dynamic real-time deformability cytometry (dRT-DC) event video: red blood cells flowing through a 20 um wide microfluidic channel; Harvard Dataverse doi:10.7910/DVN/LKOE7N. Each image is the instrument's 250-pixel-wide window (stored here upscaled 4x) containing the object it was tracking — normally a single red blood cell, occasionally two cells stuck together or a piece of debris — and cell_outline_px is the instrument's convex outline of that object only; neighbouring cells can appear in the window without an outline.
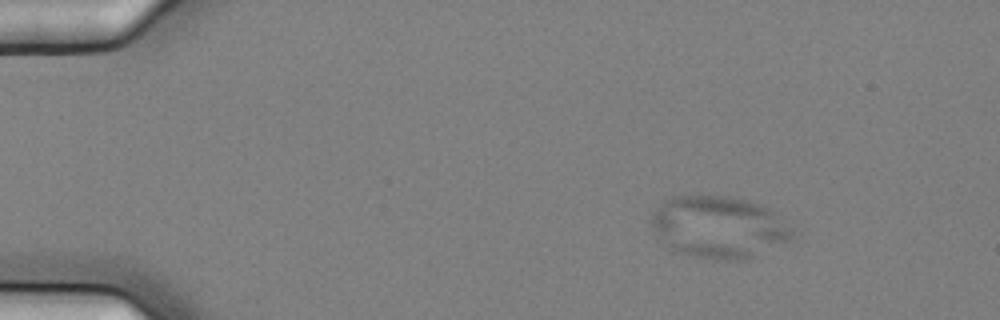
{"species": "common noctule bat (a hibernating species)", "species_latin": "Nyctalus noctula", "temperature_condition": "cold", "stored_images_in_passage": 6, "camera_frame_rate_fps": 3000, "um_per_image_px": 0.085, "animal": {"sex": "female", "body_mass_g": 25.1}, "frame": {"image": 1, "passage_image": 1, "time_ms": 0.0, "image_size_px": [1000, 320], "cell_outline_px": [[792, 236], [788, 240], [744, 260], [716, 260], [692, 256], [668, 248], [656, 232], [648, 220], [664, 200], [672, 196], [732, 196], [760, 204], [768, 208], [792, 232]], "centroid_in_image_um": [61.02, 19.3], "position_along_channel_um": 24.0, "area_um2": 50.05}}
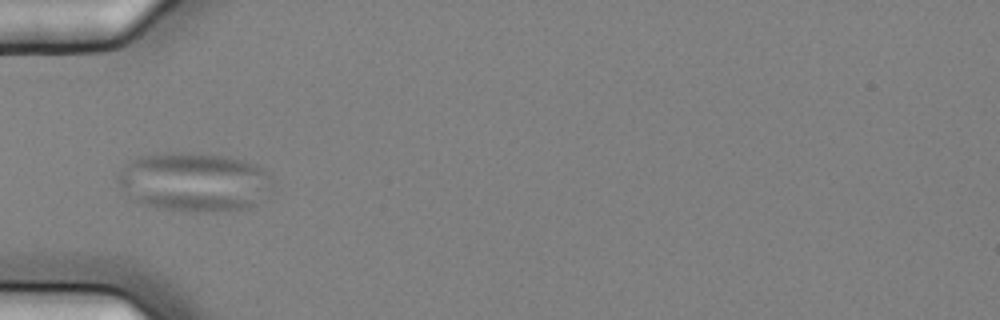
{"frame": {"image": 2, "passage_image": 4, "time_ms": 1.0, "image_size_px": [1000, 320], "cell_outline_px": [[272, 184], [256, 204], [244, 208], [204, 212], [196, 212], [156, 208], [144, 204], [136, 200], [116, 180], [116, 172], [124, 164], [140, 156], [172, 152], [180, 152], [224, 156], [244, 160], [256, 164], [264, 168], [272, 176]], "centroid_in_image_um": [16.5, 15.45], "position_along_channel_um": 68.5, "area_um2": 52.94}}
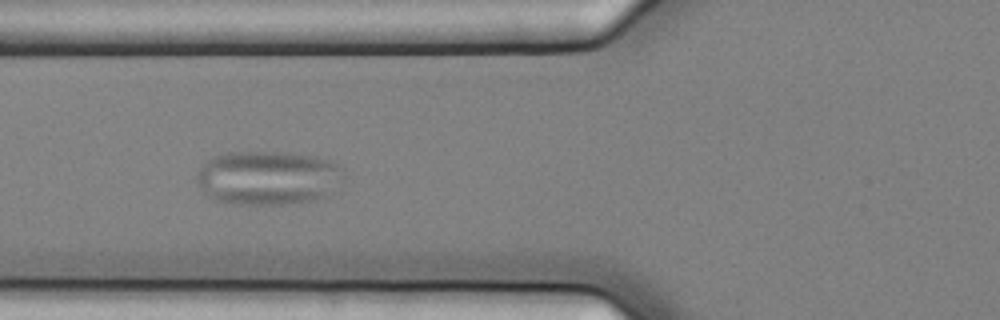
{"frame": {"image": 3, "passage_image": 5, "time_ms": 1.333, "image_size_px": [1000, 320], "cell_outline_px": [[348, 176], [328, 196], [308, 200], [284, 204], [236, 204], [216, 200], [208, 196], [204, 192], [196, 180], [196, 172], [208, 160], [216, 156], [228, 152], [288, 152], [316, 156], [332, 160], [340, 164], [344, 168]], "centroid_in_image_um": [22.87, 15.1], "position_along_channel_um": 102.9, "area_um2": 46.93}}